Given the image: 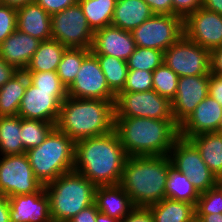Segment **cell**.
<instances>
[{
  "mask_svg": "<svg viewBox=\"0 0 222 222\" xmlns=\"http://www.w3.org/2000/svg\"><path fill=\"white\" fill-rule=\"evenodd\" d=\"M179 76L164 63L153 71V88L160 96L172 101L177 92Z\"/></svg>",
  "mask_w": 222,
  "mask_h": 222,
  "instance_id": "cell-35",
  "label": "cell"
},
{
  "mask_svg": "<svg viewBox=\"0 0 222 222\" xmlns=\"http://www.w3.org/2000/svg\"><path fill=\"white\" fill-rule=\"evenodd\" d=\"M184 36L210 52L222 46V15L199 8L183 20Z\"/></svg>",
  "mask_w": 222,
  "mask_h": 222,
  "instance_id": "cell-15",
  "label": "cell"
},
{
  "mask_svg": "<svg viewBox=\"0 0 222 222\" xmlns=\"http://www.w3.org/2000/svg\"><path fill=\"white\" fill-rule=\"evenodd\" d=\"M154 14L173 15L172 0H144Z\"/></svg>",
  "mask_w": 222,
  "mask_h": 222,
  "instance_id": "cell-43",
  "label": "cell"
},
{
  "mask_svg": "<svg viewBox=\"0 0 222 222\" xmlns=\"http://www.w3.org/2000/svg\"><path fill=\"white\" fill-rule=\"evenodd\" d=\"M17 29L40 41L51 40V15L38 3L31 2L17 8Z\"/></svg>",
  "mask_w": 222,
  "mask_h": 222,
  "instance_id": "cell-22",
  "label": "cell"
},
{
  "mask_svg": "<svg viewBox=\"0 0 222 222\" xmlns=\"http://www.w3.org/2000/svg\"><path fill=\"white\" fill-rule=\"evenodd\" d=\"M189 140L200 152L201 158L218 178L222 176V133L206 132L190 137Z\"/></svg>",
  "mask_w": 222,
  "mask_h": 222,
  "instance_id": "cell-24",
  "label": "cell"
},
{
  "mask_svg": "<svg viewBox=\"0 0 222 222\" xmlns=\"http://www.w3.org/2000/svg\"><path fill=\"white\" fill-rule=\"evenodd\" d=\"M28 81V75L18 71L0 88V117L18 115Z\"/></svg>",
  "mask_w": 222,
  "mask_h": 222,
  "instance_id": "cell-26",
  "label": "cell"
},
{
  "mask_svg": "<svg viewBox=\"0 0 222 222\" xmlns=\"http://www.w3.org/2000/svg\"><path fill=\"white\" fill-rule=\"evenodd\" d=\"M51 36L67 48L91 49L94 31L78 2L51 15Z\"/></svg>",
  "mask_w": 222,
  "mask_h": 222,
  "instance_id": "cell-9",
  "label": "cell"
},
{
  "mask_svg": "<svg viewBox=\"0 0 222 222\" xmlns=\"http://www.w3.org/2000/svg\"><path fill=\"white\" fill-rule=\"evenodd\" d=\"M18 70L0 57V88L10 80Z\"/></svg>",
  "mask_w": 222,
  "mask_h": 222,
  "instance_id": "cell-47",
  "label": "cell"
},
{
  "mask_svg": "<svg viewBox=\"0 0 222 222\" xmlns=\"http://www.w3.org/2000/svg\"><path fill=\"white\" fill-rule=\"evenodd\" d=\"M169 156L172 166L190 179L199 194L217 186L218 178L208 168L200 152L189 139L179 136Z\"/></svg>",
  "mask_w": 222,
  "mask_h": 222,
  "instance_id": "cell-7",
  "label": "cell"
},
{
  "mask_svg": "<svg viewBox=\"0 0 222 222\" xmlns=\"http://www.w3.org/2000/svg\"><path fill=\"white\" fill-rule=\"evenodd\" d=\"M198 222H222V214H208V215H196Z\"/></svg>",
  "mask_w": 222,
  "mask_h": 222,
  "instance_id": "cell-50",
  "label": "cell"
},
{
  "mask_svg": "<svg viewBox=\"0 0 222 222\" xmlns=\"http://www.w3.org/2000/svg\"><path fill=\"white\" fill-rule=\"evenodd\" d=\"M154 222H195L196 205L168 198L148 207Z\"/></svg>",
  "mask_w": 222,
  "mask_h": 222,
  "instance_id": "cell-25",
  "label": "cell"
},
{
  "mask_svg": "<svg viewBox=\"0 0 222 222\" xmlns=\"http://www.w3.org/2000/svg\"><path fill=\"white\" fill-rule=\"evenodd\" d=\"M48 14L52 15L75 5L78 0H35Z\"/></svg>",
  "mask_w": 222,
  "mask_h": 222,
  "instance_id": "cell-41",
  "label": "cell"
},
{
  "mask_svg": "<svg viewBox=\"0 0 222 222\" xmlns=\"http://www.w3.org/2000/svg\"><path fill=\"white\" fill-rule=\"evenodd\" d=\"M55 127L53 123L21 117V141L24 149L41 145Z\"/></svg>",
  "mask_w": 222,
  "mask_h": 222,
  "instance_id": "cell-33",
  "label": "cell"
},
{
  "mask_svg": "<svg viewBox=\"0 0 222 222\" xmlns=\"http://www.w3.org/2000/svg\"><path fill=\"white\" fill-rule=\"evenodd\" d=\"M153 72L128 69L126 82L121 92H146L153 88Z\"/></svg>",
  "mask_w": 222,
  "mask_h": 222,
  "instance_id": "cell-37",
  "label": "cell"
},
{
  "mask_svg": "<svg viewBox=\"0 0 222 222\" xmlns=\"http://www.w3.org/2000/svg\"><path fill=\"white\" fill-rule=\"evenodd\" d=\"M0 155L26 153L21 141V117H0Z\"/></svg>",
  "mask_w": 222,
  "mask_h": 222,
  "instance_id": "cell-28",
  "label": "cell"
},
{
  "mask_svg": "<svg viewBox=\"0 0 222 222\" xmlns=\"http://www.w3.org/2000/svg\"><path fill=\"white\" fill-rule=\"evenodd\" d=\"M67 94L73 98L116 100V95L109 89L100 63L92 52L83 60Z\"/></svg>",
  "mask_w": 222,
  "mask_h": 222,
  "instance_id": "cell-14",
  "label": "cell"
},
{
  "mask_svg": "<svg viewBox=\"0 0 222 222\" xmlns=\"http://www.w3.org/2000/svg\"><path fill=\"white\" fill-rule=\"evenodd\" d=\"M203 7L222 15V0H203Z\"/></svg>",
  "mask_w": 222,
  "mask_h": 222,
  "instance_id": "cell-49",
  "label": "cell"
},
{
  "mask_svg": "<svg viewBox=\"0 0 222 222\" xmlns=\"http://www.w3.org/2000/svg\"><path fill=\"white\" fill-rule=\"evenodd\" d=\"M210 73L222 77V46L210 52Z\"/></svg>",
  "mask_w": 222,
  "mask_h": 222,
  "instance_id": "cell-46",
  "label": "cell"
},
{
  "mask_svg": "<svg viewBox=\"0 0 222 222\" xmlns=\"http://www.w3.org/2000/svg\"><path fill=\"white\" fill-rule=\"evenodd\" d=\"M115 100L67 97L61 104L56 127L75 143L114 130Z\"/></svg>",
  "mask_w": 222,
  "mask_h": 222,
  "instance_id": "cell-4",
  "label": "cell"
},
{
  "mask_svg": "<svg viewBox=\"0 0 222 222\" xmlns=\"http://www.w3.org/2000/svg\"><path fill=\"white\" fill-rule=\"evenodd\" d=\"M153 15L144 0H117L111 25L132 32Z\"/></svg>",
  "mask_w": 222,
  "mask_h": 222,
  "instance_id": "cell-23",
  "label": "cell"
},
{
  "mask_svg": "<svg viewBox=\"0 0 222 222\" xmlns=\"http://www.w3.org/2000/svg\"><path fill=\"white\" fill-rule=\"evenodd\" d=\"M173 15L181 17L183 20L191 13L203 7V0H172Z\"/></svg>",
  "mask_w": 222,
  "mask_h": 222,
  "instance_id": "cell-40",
  "label": "cell"
},
{
  "mask_svg": "<svg viewBox=\"0 0 222 222\" xmlns=\"http://www.w3.org/2000/svg\"><path fill=\"white\" fill-rule=\"evenodd\" d=\"M136 46L164 52L183 35V19L176 15L154 14L132 32Z\"/></svg>",
  "mask_w": 222,
  "mask_h": 222,
  "instance_id": "cell-10",
  "label": "cell"
},
{
  "mask_svg": "<svg viewBox=\"0 0 222 222\" xmlns=\"http://www.w3.org/2000/svg\"><path fill=\"white\" fill-rule=\"evenodd\" d=\"M8 198L0 193V222H10Z\"/></svg>",
  "mask_w": 222,
  "mask_h": 222,
  "instance_id": "cell-48",
  "label": "cell"
},
{
  "mask_svg": "<svg viewBox=\"0 0 222 222\" xmlns=\"http://www.w3.org/2000/svg\"><path fill=\"white\" fill-rule=\"evenodd\" d=\"M3 157V158H2ZM0 158V193L7 198L39 192L44 185L35 177L26 153Z\"/></svg>",
  "mask_w": 222,
  "mask_h": 222,
  "instance_id": "cell-11",
  "label": "cell"
},
{
  "mask_svg": "<svg viewBox=\"0 0 222 222\" xmlns=\"http://www.w3.org/2000/svg\"><path fill=\"white\" fill-rule=\"evenodd\" d=\"M91 53V49L67 48L58 64L57 74L68 89L74 82L83 60Z\"/></svg>",
  "mask_w": 222,
  "mask_h": 222,
  "instance_id": "cell-32",
  "label": "cell"
},
{
  "mask_svg": "<svg viewBox=\"0 0 222 222\" xmlns=\"http://www.w3.org/2000/svg\"><path fill=\"white\" fill-rule=\"evenodd\" d=\"M117 0H78L87 22L95 32L111 25Z\"/></svg>",
  "mask_w": 222,
  "mask_h": 222,
  "instance_id": "cell-30",
  "label": "cell"
},
{
  "mask_svg": "<svg viewBox=\"0 0 222 222\" xmlns=\"http://www.w3.org/2000/svg\"><path fill=\"white\" fill-rule=\"evenodd\" d=\"M165 193L168 199L195 205L200 195L193 187L190 179L173 166L168 171Z\"/></svg>",
  "mask_w": 222,
  "mask_h": 222,
  "instance_id": "cell-29",
  "label": "cell"
},
{
  "mask_svg": "<svg viewBox=\"0 0 222 222\" xmlns=\"http://www.w3.org/2000/svg\"><path fill=\"white\" fill-rule=\"evenodd\" d=\"M114 130L128 157L169 155L179 137L175 120L114 118Z\"/></svg>",
  "mask_w": 222,
  "mask_h": 222,
  "instance_id": "cell-2",
  "label": "cell"
},
{
  "mask_svg": "<svg viewBox=\"0 0 222 222\" xmlns=\"http://www.w3.org/2000/svg\"><path fill=\"white\" fill-rule=\"evenodd\" d=\"M127 154L115 130L75 143L74 171L95 186L117 185L121 181Z\"/></svg>",
  "mask_w": 222,
  "mask_h": 222,
  "instance_id": "cell-1",
  "label": "cell"
},
{
  "mask_svg": "<svg viewBox=\"0 0 222 222\" xmlns=\"http://www.w3.org/2000/svg\"><path fill=\"white\" fill-rule=\"evenodd\" d=\"M217 185H218V186L221 188V190H222V176H221V177H218Z\"/></svg>",
  "mask_w": 222,
  "mask_h": 222,
  "instance_id": "cell-53",
  "label": "cell"
},
{
  "mask_svg": "<svg viewBox=\"0 0 222 222\" xmlns=\"http://www.w3.org/2000/svg\"><path fill=\"white\" fill-rule=\"evenodd\" d=\"M136 49L130 31L109 25L94 32L91 52L94 55H109L127 61Z\"/></svg>",
  "mask_w": 222,
  "mask_h": 222,
  "instance_id": "cell-18",
  "label": "cell"
},
{
  "mask_svg": "<svg viewBox=\"0 0 222 222\" xmlns=\"http://www.w3.org/2000/svg\"><path fill=\"white\" fill-rule=\"evenodd\" d=\"M35 177L43 184L71 172L75 166V142L56 126L44 142L26 151Z\"/></svg>",
  "mask_w": 222,
  "mask_h": 222,
  "instance_id": "cell-6",
  "label": "cell"
},
{
  "mask_svg": "<svg viewBox=\"0 0 222 222\" xmlns=\"http://www.w3.org/2000/svg\"><path fill=\"white\" fill-rule=\"evenodd\" d=\"M169 155L127 157L120 185L130 196L135 207H145L166 198Z\"/></svg>",
  "mask_w": 222,
  "mask_h": 222,
  "instance_id": "cell-3",
  "label": "cell"
},
{
  "mask_svg": "<svg viewBox=\"0 0 222 222\" xmlns=\"http://www.w3.org/2000/svg\"><path fill=\"white\" fill-rule=\"evenodd\" d=\"M35 0H0V4L4 6H10L13 8H19L24 6L25 4L34 2Z\"/></svg>",
  "mask_w": 222,
  "mask_h": 222,
  "instance_id": "cell-51",
  "label": "cell"
},
{
  "mask_svg": "<svg viewBox=\"0 0 222 222\" xmlns=\"http://www.w3.org/2000/svg\"><path fill=\"white\" fill-rule=\"evenodd\" d=\"M44 187L49 196L53 222H68L94 204L96 186L74 170L60 175Z\"/></svg>",
  "mask_w": 222,
  "mask_h": 222,
  "instance_id": "cell-5",
  "label": "cell"
},
{
  "mask_svg": "<svg viewBox=\"0 0 222 222\" xmlns=\"http://www.w3.org/2000/svg\"><path fill=\"white\" fill-rule=\"evenodd\" d=\"M219 132H221V133H222V124H221V126H220V130H219Z\"/></svg>",
  "mask_w": 222,
  "mask_h": 222,
  "instance_id": "cell-54",
  "label": "cell"
},
{
  "mask_svg": "<svg viewBox=\"0 0 222 222\" xmlns=\"http://www.w3.org/2000/svg\"><path fill=\"white\" fill-rule=\"evenodd\" d=\"M208 95L222 106V77L210 73Z\"/></svg>",
  "mask_w": 222,
  "mask_h": 222,
  "instance_id": "cell-44",
  "label": "cell"
},
{
  "mask_svg": "<svg viewBox=\"0 0 222 222\" xmlns=\"http://www.w3.org/2000/svg\"><path fill=\"white\" fill-rule=\"evenodd\" d=\"M94 203L99 212L119 220L136 208L120 184L96 186Z\"/></svg>",
  "mask_w": 222,
  "mask_h": 222,
  "instance_id": "cell-21",
  "label": "cell"
},
{
  "mask_svg": "<svg viewBox=\"0 0 222 222\" xmlns=\"http://www.w3.org/2000/svg\"><path fill=\"white\" fill-rule=\"evenodd\" d=\"M222 124V106L209 95L179 125V136L189 139L206 132H219Z\"/></svg>",
  "mask_w": 222,
  "mask_h": 222,
  "instance_id": "cell-19",
  "label": "cell"
},
{
  "mask_svg": "<svg viewBox=\"0 0 222 222\" xmlns=\"http://www.w3.org/2000/svg\"><path fill=\"white\" fill-rule=\"evenodd\" d=\"M40 42L16 29L0 44V57L18 71H24Z\"/></svg>",
  "mask_w": 222,
  "mask_h": 222,
  "instance_id": "cell-20",
  "label": "cell"
},
{
  "mask_svg": "<svg viewBox=\"0 0 222 222\" xmlns=\"http://www.w3.org/2000/svg\"><path fill=\"white\" fill-rule=\"evenodd\" d=\"M17 9L0 4V44L16 29Z\"/></svg>",
  "mask_w": 222,
  "mask_h": 222,
  "instance_id": "cell-39",
  "label": "cell"
},
{
  "mask_svg": "<svg viewBox=\"0 0 222 222\" xmlns=\"http://www.w3.org/2000/svg\"><path fill=\"white\" fill-rule=\"evenodd\" d=\"M96 222H122V220L110 217L104 213L98 212Z\"/></svg>",
  "mask_w": 222,
  "mask_h": 222,
  "instance_id": "cell-52",
  "label": "cell"
},
{
  "mask_svg": "<svg viewBox=\"0 0 222 222\" xmlns=\"http://www.w3.org/2000/svg\"><path fill=\"white\" fill-rule=\"evenodd\" d=\"M98 209L96 204L81 210L76 216L69 220V222H96Z\"/></svg>",
  "mask_w": 222,
  "mask_h": 222,
  "instance_id": "cell-45",
  "label": "cell"
},
{
  "mask_svg": "<svg viewBox=\"0 0 222 222\" xmlns=\"http://www.w3.org/2000/svg\"><path fill=\"white\" fill-rule=\"evenodd\" d=\"M122 222H154V218L149 208L136 207Z\"/></svg>",
  "mask_w": 222,
  "mask_h": 222,
  "instance_id": "cell-42",
  "label": "cell"
},
{
  "mask_svg": "<svg viewBox=\"0 0 222 222\" xmlns=\"http://www.w3.org/2000/svg\"><path fill=\"white\" fill-rule=\"evenodd\" d=\"M10 222H53L45 187L39 192L8 198Z\"/></svg>",
  "mask_w": 222,
  "mask_h": 222,
  "instance_id": "cell-17",
  "label": "cell"
},
{
  "mask_svg": "<svg viewBox=\"0 0 222 222\" xmlns=\"http://www.w3.org/2000/svg\"><path fill=\"white\" fill-rule=\"evenodd\" d=\"M67 47L56 40L41 41L24 71H57Z\"/></svg>",
  "mask_w": 222,
  "mask_h": 222,
  "instance_id": "cell-27",
  "label": "cell"
},
{
  "mask_svg": "<svg viewBox=\"0 0 222 222\" xmlns=\"http://www.w3.org/2000/svg\"><path fill=\"white\" fill-rule=\"evenodd\" d=\"M114 118H151L174 120L172 103L155 90L146 92H120L114 103Z\"/></svg>",
  "mask_w": 222,
  "mask_h": 222,
  "instance_id": "cell-8",
  "label": "cell"
},
{
  "mask_svg": "<svg viewBox=\"0 0 222 222\" xmlns=\"http://www.w3.org/2000/svg\"><path fill=\"white\" fill-rule=\"evenodd\" d=\"M222 214V190L217 185L201 193L196 204V215Z\"/></svg>",
  "mask_w": 222,
  "mask_h": 222,
  "instance_id": "cell-36",
  "label": "cell"
},
{
  "mask_svg": "<svg viewBox=\"0 0 222 222\" xmlns=\"http://www.w3.org/2000/svg\"><path fill=\"white\" fill-rule=\"evenodd\" d=\"M100 63L109 89L117 96L126 82L128 66L126 61L109 55H95Z\"/></svg>",
  "mask_w": 222,
  "mask_h": 222,
  "instance_id": "cell-31",
  "label": "cell"
},
{
  "mask_svg": "<svg viewBox=\"0 0 222 222\" xmlns=\"http://www.w3.org/2000/svg\"><path fill=\"white\" fill-rule=\"evenodd\" d=\"M67 97V90H38L28 81L18 116L50 122L56 126L61 104Z\"/></svg>",
  "mask_w": 222,
  "mask_h": 222,
  "instance_id": "cell-13",
  "label": "cell"
},
{
  "mask_svg": "<svg viewBox=\"0 0 222 222\" xmlns=\"http://www.w3.org/2000/svg\"><path fill=\"white\" fill-rule=\"evenodd\" d=\"M163 60L179 77L210 75V51L184 35L164 51Z\"/></svg>",
  "mask_w": 222,
  "mask_h": 222,
  "instance_id": "cell-12",
  "label": "cell"
},
{
  "mask_svg": "<svg viewBox=\"0 0 222 222\" xmlns=\"http://www.w3.org/2000/svg\"><path fill=\"white\" fill-rule=\"evenodd\" d=\"M164 52L153 48L136 46L135 51L127 59L128 69H137L153 72L164 63Z\"/></svg>",
  "mask_w": 222,
  "mask_h": 222,
  "instance_id": "cell-34",
  "label": "cell"
},
{
  "mask_svg": "<svg viewBox=\"0 0 222 222\" xmlns=\"http://www.w3.org/2000/svg\"><path fill=\"white\" fill-rule=\"evenodd\" d=\"M29 82L38 87V90H67L56 71H24Z\"/></svg>",
  "mask_w": 222,
  "mask_h": 222,
  "instance_id": "cell-38",
  "label": "cell"
},
{
  "mask_svg": "<svg viewBox=\"0 0 222 222\" xmlns=\"http://www.w3.org/2000/svg\"><path fill=\"white\" fill-rule=\"evenodd\" d=\"M209 75L178 78L177 92L172 103V115L179 126L208 96Z\"/></svg>",
  "mask_w": 222,
  "mask_h": 222,
  "instance_id": "cell-16",
  "label": "cell"
}]
</instances>
